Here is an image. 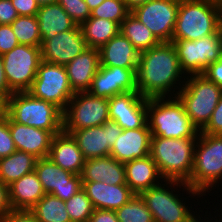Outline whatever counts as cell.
<instances>
[{"label":"cell","instance_id":"cell-5","mask_svg":"<svg viewBox=\"0 0 222 222\" xmlns=\"http://www.w3.org/2000/svg\"><path fill=\"white\" fill-rule=\"evenodd\" d=\"M147 123L151 136L198 138L200 132L177 97L147 98Z\"/></svg>","mask_w":222,"mask_h":222},{"label":"cell","instance_id":"cell-46","mask_svg":"<svg viewBox=\"0 0 222 222\" xmlns=\"http://www.w3.org/2000/svg\"><path fill=\"white\" fill-rule=\"evenodd\" d=\"M88 222H119L116 211L105 209H94Z\"/></svg>","mask_w":222,"mask_h":222},{"label":"cell","instance_id":"cell-8","mask_svg":"<svg viewBox=\"0 0 222 222\" xmlns=\"http://www.w3.org/2000/svg\"><path fill=\"white\" fill-rule=\"evenodd\" d=\"M221 95L222 87L198 74L187 76L176 97L192 123L201 131L210 121Z\"/></svg>","mask_w":222,"mask_h":222},{"label":"cell","instance_id":"cell-9","mask_svg":"<svg viewBox=\"0 0 222 222\" xmlns=\"http://www.w3.org/2000/svg\"><path fill=\"white\" fill-rule=\"evenodd\" d=\"M180 66L186 76L203 74L222 56V29L217 34L191 40H172Z\"/></svg>","mask_w":222,"mask_h":222},{"label":"cell","instance_id":"cell-39","mask_svg":"<svg viewBox=\"0 0 222 222\" xmlns=\"http://www.w3.org/2000/svg\"><path fill=\"white\" fill-rule=\"evenodd\" d=\"M17 45H19V42L12 31L11 25L0 24V55L11 51Z\"/></svg>","mask_w":222,"mask_h":222},{"label":"cell","instance_id":"cell-48","mask_svg":"<svg viewBox=\"0 0 222 222\" xmlns=\"http://www.w3.org/2000/svg\"><path fill=\"white\" fill-rule=\"evenodd\" d=\"M150 1L152 0H124L126 7L130 12Z\"/></svg>","mask_w":222,"mask_h":222},{"label":"cell","instance_id":"cell-24","mask_svg":"<svg viewBox=\"0 0 222 222\" xmlns=\"http://www.w3.org/2000/svg\"><path fill=\"white\" fill-rule=\"evenodd\" d=\"M100 66L137 69L140 52L119 32L99 49Z\"/></svg>","mask_w":222,"mask_h":222},{"label":"cell","instance_id":"cell-20","mask_svg":"<svg viewBox=\"0 0 222 222\" xmlns=\"http://www.w3.org/2000/svg\"><path fill=\"white\" fill-rule=\"evenodd\" d=\"M151 131L148 123L137 129H123L111 148L110 156L121 163L147 157L150 153Z\"/></svg>","mask_w":222,"mask_h":222},{"label":"cell","instance_id":"cell-38","mask_svg":"<svg viewBox=\"0 0 222 222\" xmlns=\"http://www.w3.org/2000/svg\"><path fill=\"white\" fill-rule=\"evenodd\" d=\"M16 151L14 141L11 137L8 115L0 119V158L8 157Z\"/></svg>","mask_w":222,"mask_h":222},{"label":"cell","instance_id":"cell-34","mask_svg":"<svg viewBox=\"0 0 222 222\" xmlns=\"http://www.w3.org/2000/svg\"><path fill=\"white\" fill-rule=\"evenodd\" d=\"M119 222H154L140 195H134L126 204L116 210Z\"/></svg>","mask_w":222,"mask_h":222},{"label":"cell","instance_id":"cell-6","mask_svg":"<svg viewBox=\"0 0 222 222\" xmlns=\"http://www.w3.org/2000/svg\"><path fill=\"white\" fill-rule=\"evenodd\" d=\"M217 183L222 184V135L199 132L187 185L202 196H211Z\"/></svg>","mask_w":222,"mask_h":222},{"label":"cell","instance_id":"cell-37","mask_svg":"<svg viewBox=\"0 0 222 222\" xmlns=\"http://www.w3.org/2000/svg\"><path fill=\"white\" fill-rule=\"evenodd\" d=\"M58 3L79 26L91 16V10L84 0H58Z\"/></svg>","mask_w":222,"mask_h":222},{"label":"cell","instance_id":"cell-22","mask_svg":"<svg viewBox=\"0 0 222 222\" xmlns=\"http://www.w3.org/2000/svg\"><path fill=\"white\" fill-rule=\"evenodd\" d=\"M48 157L63 170L81 175L85 158L72 134L61 131L52 140Z\"/></svg>","mask_w":222,"mask_h":222},{"label":"cell","instance_id":"cell-30","mask_svg":"<svg viewBox=\"0 0 222 222\" xmlns=\"http://www.w3.org/2000/svg\"><path fill=\"white\" fill-rule=\"evenodd\" d=\"M87 47L100 49L120 32V26L111 20L89 17L80 25Z\"/></svg>","mask_w":222,"mask_h":222},{"label":"cell","instance_id":"cell-10","mask_svg":"<svg viewBox=\"0 0 222 222\" xmlns=\"http://www.w3.org/2000/svg\"><path fill=\"white\" fill-rule=\"evenodd\" d=\"M1 57L8 87L13 92L28 91L42 61L40 47L19 44Z\"/></svg>","mask_w":222,"mask_h":222},{"label":"cell","instance_id":"cell-42","mask_svg":"<svg viewBox=\"0 0 222 222\" xmlns=\"http://www.w3.org/2000/svg\"><path fill=\"white\" fill-rule=\"evenodd\" d=\"M18 16L11 0H0V24L10 25Z\"/></svg>","mask_w":222,"mask_h":222},{"label":"cell","instance_id":"cell-12","mask_svg":"<svg viewBox=\"0 0 222 222\" xmlns=\"http://www.w3.org/2000/svg\"><path fill=\"white\" fill-rule=\"evenodd\" d=\"M108 120H110L108 99L95 97L88 91L75 92L63 111V130L100 126Z\"/></svg>","mask_w":222,"mask_h":222},{"label":"cell","instance_id":"cell-52","mask_svg":"<svg viewBox=\"0 0 222 222\" xmlns=\"http://www.w3.org/2000/svg\"><path fill=\"white\" fill-rule=\"evenodd\" d=\"M214 216H215L214 218H213V216L210 217V219H211V220H210L209 217H206V215H205L204 217L207 219V221H206V219L203 220V219L200 218L197 222H211V221L214 220L215 218H216V219H215V222H217L216 220H218V219H217L216 215H214ZM209 220H210V221H209ZM213 222H214V221H213Z\"/></svg>","mask_w":222,"mask_h":222},{"label":"cell","instance_id":"cell-25","mask_svg":"<svg viewBox=\"0 0 222 222\" xmlns=\"http://www.w3.org/2000/svg\"><path fill=\"white\" fill-rule=\"evenodd\" d=\"M82 182H103L108 185L126 184L124 163L112 156L85 160Z\"/></svg>","mask_w":222,"mask_h":222},{"label":"cell","instance_id":"cell-33","mask_svg":"<svg viewBox=\"0 0 222 222\" xmlns=\"http://www.w3.org/2000/svg\"><path fill=\"white\" fill-rule=\"evenodd\" d=\"M10 25L19 44L41 47L37 16H18Z\"/></svg>","mask_w":222,"mask_h":222},{"label":"cell","instance_id":"cell-18","mask_svg":"<svg viewBox=\"0 0 222 222\" xmlns=\"http://www.w3.org/2000/svg\"><path fill=\"white\" fill-rule=\"evenodd\" d=\"M138 91L136 69L100 66L88 92L95 97L109 99L125 92Z\"/></svg>","mask_w":222,"mask_h":222},{"label":"cell","instance_id":"cell-29","mask_svg":"<svg viewBox=\"0 0 222 222\" xmlns=\"http://www.w3.org/2000/svg\"><path fill=\"white\" fill-rule=\"evenodd\" d=\"M37 159L33 154L20 150L0 158V182L9 186L22 176L33 172Z\"/></svg>","mask_w":222,"mask_h":222},{"label":"cell","instance_id":"cell-53","mask_svg":"<svg viewBox=\"0 0 222 222\" xmlns=\"http://www.w3.org/2000/svg\"><path fill=\"white\" fill-rule=\"evenodd\" d=\"M220 215H221V217H220ZM220 215H217V216L219 217V221H218V222H222V212H221ZM220 220H221V221H220Z\"/></svg>","mask_w":222,"mask_h":222},{"label":"cell","instance_id":"cell-40","mask_svg":"<svg viewBox=\"0 0 222 222\" xmlns=\"http://www.w3.org/2000/svg\"><path fill=\"white\" fill-rule=\"evenodd\" d=\"M204 134H221L222 135V95L220 100L215 107L210 121L207 125L200 131Z\"/></svg>","mask_w":222,"mask_h":222},{"label":"cell","instance_id":"cell-47","mask_svg":"<svg viewBox=\"0 0 222 222\" xmlns=\"http://www.w3.org/2000/svg\"><path fill=\"white\" fill-rule=\"evenodd\" d=\"M13 93V91L8 87L5 74L3 60L0 55V95H2L6 100Z\"/></svg>","mask_w":222,"mask_h":222},{"label":"cell","instance_id":"cell-51","mask_svg":"<svg viewBox=\"0 0 222 222\" xmlns=\"http://www.w3.org/2000/svg\"><path fill=\"white\" fill-rule=\"evenodd\" d=\"M39 6L48 5L51 3H56L58 0H36Z\"/></svg>","mask_w":222,"mask_h":222},{"label":"cell","instance_id":"cell-7","mask_svg":"<svg viewBox=\"0 0 222 222\" xmlns=\"http://www.w3.org/2000/svg\"><path fill=\"white\" fill-rule=\"evenodd\" d=\"M6 114L16 123L52 132L63 130V111L55 104L33 97L28 91L7 98Z\"/></svg>","mask_w":222,"mask_h":222},{"label":"cell","instance_id":"cell-21","mask_svg":"<svg viewBox=\"0 0 222 222\" xmlns=\"http://www.w3.org/2000/svg\"><path fill=\"white\" fill-rule=\"evenodd\" d=\"M100 67L99 49H86L66 66L69 84L74 92H86L91 88L93 78Z\"/></svg>","mask_w":222,"mask_h":222},{"label":"cell","instance_id":"cell-16","mask_svg":"<svg viewBox=\"0 0 222 222\" xmlns=\"http://www.w3.org/2000/svg\"><path fill=\"white\" fill-rule=\"evenodd\" d=\"M109 118L122 129L142 128L147 124V98L138 91L125 92L108 99Z\"/></svg>","mask_w":222,"mask_h":222},{"label":"cell","instance_id":"cell-17","mask_svg":"<svg viewBox=\"0 0 222 222\" xmlns=\"http://www.w3.org/2000/svg\"><path fill=\"white\" fill-rule=\"evenodd\" d=\"M86 47L80 26L77 25L74 29L56 34L53 38L42 39L40 51L43 61L66 66Z\"/></svg>","mask_w":222,"mask_h":222},{"label":"cell","instance_id":"cell-31","mask_svg":"<svg viewBox=\"0 0 222 222\" xmlns=\"http://www.w3.org/2000/svg\"><path fill=\"white\" fill-rule=\"evenodd\" d=\"M120 32L140 53L161 43L150 29L132 13L122 21Z\"/></svg>","mask_w":222,"mask_h":222},{"label":"cell","instance_id":"cell-26","mask_svg":"<svg viewBox=\"0 0 222 222\" xmlns=\"http://www.w3.org/2000/svg\"><path fill=\"white\" fill-rule=\"evenodd\" d=\"M126 184L135 195L160 185L163 182L156 163L148 155L144 158L134 159L124 163Z\"/></svg>","mask_w":222,"mask_h":222},{"label":"cell","instance_id":"cell-44","mask_svg":"<svg viewBox=\"0 0 222 222\" xmlns=\"http://www.w3.org/2000/svg\"><path fill=\"white\" fill-rule=\"evenodd\" d=\"M0 222H38L30 211L12 210Z\"/></svg>","mask_w":222,"mask_h":222},{"label":"cell","instance_id":"cell-41","mask_svg":"<svg viewBox=\"0 0 222 222\" xmlns=\"http://www.w3.org/2000/svg\"><path fill=\"white\" fill-rule=\"evenodd\" d=\"M19 16H37L40 6L36 0H11Z\"/></svg>","mask_w":222,"mask_h":222},{"label":"cell","instance_id":"cell-36","mask_svg":"<svg viewBox=\"0 0 222 222\" xmlns=\"http://www.w3.org/2000/svg\"><path fill=\"white\" fill-rule=\"evenodd\" d=\"M130 13L124 0H104L97 8L91 11L90 17L108 19L120 26Z\"/></svg>","mask_w":222,"mask_h":222},{"label":"cell","instance_id":"cell-15","mask_svg":"<svg viewBox=\"0 0 222 222\" xmlns=\"http://www.w3.org/2000/svg\"><path fill=\"white\" fill-rule=\"evenodd\" d=\"M35 173L46 194H52L63 201L69 200L82 189L81 175L63 170L49 157L36 161Z\"/></svg>","mask_w":222,"mask_h":222},{"label":"cell","instance_id":"cell-13","mask_svg":"<svg viewBox=\"0 0 222 222\" xmlns=\"http://www.w3.org/2000/svg\"><path fill=\"white\" fill-rule=\"evenodd\" d=\"M179 0H152L131 13L146 25L160 42H171Z\"/></svg>","mask_w":222,"mask_h":222},{"label":"cell","instance_id":"cell-45","mask_svg":"<svg viewBox=\"0 0 222 222\" xmlns=\"http://www.w3.org/2000/svg\"><path fill=\"white\" fill-rule=\"evenodd\" d=\"M12 210L9 186L0 182V219L5 217Z\"/></svg>","mask_w":222,"mask_h":222},{"label":"cell","instance_id":"cell-3","mask_svg":"<svg viewBox=\"0 0 222 222\" xmlns=\"http://www.w3.org/2000/svg\"><path fill=\"white\" fill-rule=\"evenodd\" d=\"M222 29V0H179L172 40H191Z\"/></svg>","mask_w":222,"mask_h":222},{"label":"cell","instance_id":"cell-43","mask_svg":"<svg viewBox=\"0 0 222 222\" xmlns=\"http://www.w3.org/2000/svg\"><path fill=\"white\" fill-rule=\"evenodd\" d=\"M202 75H204L209 81L222 87V56L217 62L210 64Z\"/></svg>","mask_w":222,"mask_h":222},{"label":"cell","instance_id":"cell-4","mask_svg":"<svg viewBox=\"0 0 222 222\" xmlns=\"http://www.w3.org/2000/svg\"><path fill=\"white\" fill-rule=\"evenodd\" d=\"M197 139L151 136L149 156L164 180L189 182Z\"/></svg>","mask_w":222,"mask_h":222},{"label":"cell","instance_id":"cell-11","mask_svg":"<svg viewBox=\"0 0 222 222\" xmlns=\"http://www.w3.org/2000/svg\"><path fill=\"white\" fill-rule=\"evenodd\" d=\"M28 92L35 98L55 104L62 111L74 96L65 66L41 61Z\"/></svg>","mask_w":222,"mask_h":222},{"label":"cell","instance_id":"cell-49","mask_svg":"<svg viewBox=\"0 0 222 222\" xmlns=\"http://www.w3.org/2000/svg\"><path fill=\"white\" fill-rule=\"evenodd\" d=\"M7 109V100L0 95V119H2L6 115Z\"/></svg>","mask_w":222,"mask_h":222},{"label":"cell","instance_id":"cell-23","mask_svg":"<svg viewBox=\"0 0 222 222\" xmlns=\"http://www.w3.org/2000/svg\"><path fill=\"white\" fill-rule=\"evenodd\" d=\"M82 189L90 198L94 209L116 211L135 194L127 184L108 185L103 182H82Z\"/></svg>","mask_w":222,"mask_h":222},{"label":"cell","instance_id":"cell-50","mask_svg":"<svg viewBox=\"0 0 222 222\" xmlns=\"http://www.w3.org/2000/svg\"><path fill=\"white\" fill-rule=\"evenodd\" d=\"M89 9L92 11L93 9L97 8L104 0H84Z\"/></svg>","mask_w":222,"mask_h":222},{"label":"cell","instance_id":"cell-35","mask_svg":"<svg viewBox=\"0 0 222 222\" xmlns=\"http://www.w3.org/2000/svg\"><path fill=\"white\" fill-rule=\"evenodd\" d=\"M65 208L71 222H88L94 211L92 202L83 189L65 201Z\"/></svg>","mask_w":222,"mask_h":222},{"label":"cell","instance_id":"cell-2","mask_svg":"<svg viewBox=\"0 0 222 222\" xmlns=\"http://www.w3.org/2000/svg\"><path fill=\"white\" fill-rule=\"evenodd\" d=\"M179 190L186 192L187 195L189 193L188 197L193 196L192 198L194 199L195 197L198 201V197L203 199V196L198 191L193 190L186 183L168 180H164L160 185L149 188L140 194L148 210L152 213L154 222H197L200 218H203L200 217L196 208V211H194V208L192 209L193 211L190 209L192 204L190 203V207L186 204L190 202H186L188 197L181 196Z\"/></svg>","mask_w":222,"mask_h":222},{"label":"cell","instance_id":"cell-14","mask_svg":"<svg viewBox=\"0 0 222 222\" xmlns=\"http://www.w3.org/2000/svg\"><path fill=\"white\" fill-rule=\"evenodd\" d=\"M63 131L72 134L85 160H88L110 156L111 148L123 129L115 121L108 120L100 126Z\"/></svg>","mask_w":222,"mask_h":222},{"label":"cell","instance_id":"cell-1","mask_svg":"<svg viewBox=\"0 0 222 222\" xmlns=\"http://www.w3.org/2000/svg\"><path fill=\"white\" fill-rule=\"evenodd\" d=\"M186 78L172 42H161L140 53L136 85L141 96L176 97Z\"/></svg>","mask_w":222,"mask_h":222},{"label":"cell","instance_id":"cell-32","mask_svg":"<svg viewBox=\"0 0 222 222\" xmlns=\"http://www.w3.org/2000/svg\"><path fill=\"white\" fill-rule=\"evenodd\" d=\"M38 222H71L65 201L45 194L30 210Z\"/></svg>","mask_w":222,"mask_h":222},{"label":"cell","instance_id":"cell-28","mask_svg":"<svg viewBox=\"0 0 222 222\" xmlns=\"http://www.w3.org/2000/svg\"><path fill=\"white\" fill-rule=\"evenodd\" d=\"M37 19L42 39L53 38L56 34L74 29L77 26L58 2L40 6Z\"/></svg>","mask_w":222,"mask_h":222},{"label":"cell","instance_id":"cell-19","mask_svg":"<svg viewBox=\"0 0 222 222\" xmlns=\"http://www.w3.org/2000/svg\"><path fill=\"white\" fill-rule=\"evenodd\" d=\"M8 125L16 150L33 154L36 158L48 157L52 132L14 122L8 116Z\"/></svg>","mask_w":222,"mask_h":222},{"label":"cell","instance_id":"cell-27","mask_svg":"<svg viewBox=\"0 0 222 222\" xmlns=\"http://www.w3.org/2000/svg\"><path fill=\"white\" fill-rule=\"evenodd\" d=\"M13 210L29 211L46 193L35 171L9 185Z\"/></svg>","mask_w":222,"mask_h":222}]
</instances>
